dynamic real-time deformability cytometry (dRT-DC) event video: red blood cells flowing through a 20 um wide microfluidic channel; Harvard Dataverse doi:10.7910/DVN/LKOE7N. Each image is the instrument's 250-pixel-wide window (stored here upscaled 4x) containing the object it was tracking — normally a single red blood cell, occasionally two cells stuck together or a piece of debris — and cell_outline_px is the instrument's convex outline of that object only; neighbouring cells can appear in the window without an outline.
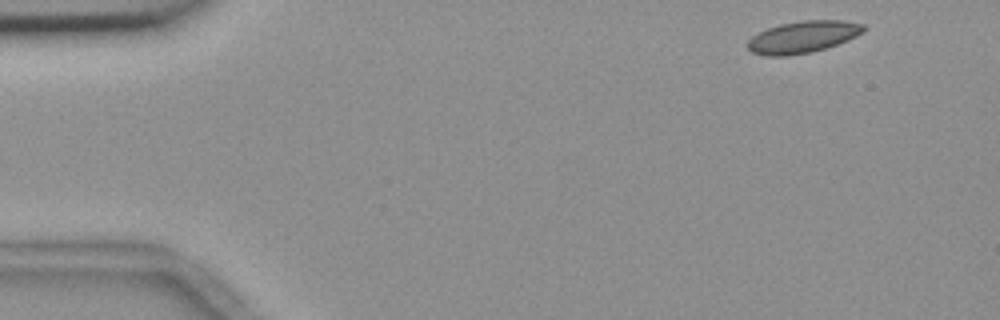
{"species": "common noctule bat (a hibernating species)", "species_latin": "Nyctalus noctula", "temperature_condition": "room temperature", "stored_images_in_passage": 51, "camera_frame_rate_fps": 3000, "um_per_image_px": 0.085, "animal": {"sex": "female", "body_mass_g": 18.4}, "frame": {"image": 1, "passage_image": 1, "time_ms": 0.0, "image_size_px": [1000, 320], "cell_outline_px": [[864, 32], [848, 40], [812, 52], [784, 56], [764, 56], [752, 52], [748, 48], [748, 40], [752, 36], [768, 28], [780, 24], [804, 20], [840, 20], [864, 24]], "centroid_in_image_um": [68.24, 3.14], "position_along_channel_um": 16.8, "area_um2": 21.39}}
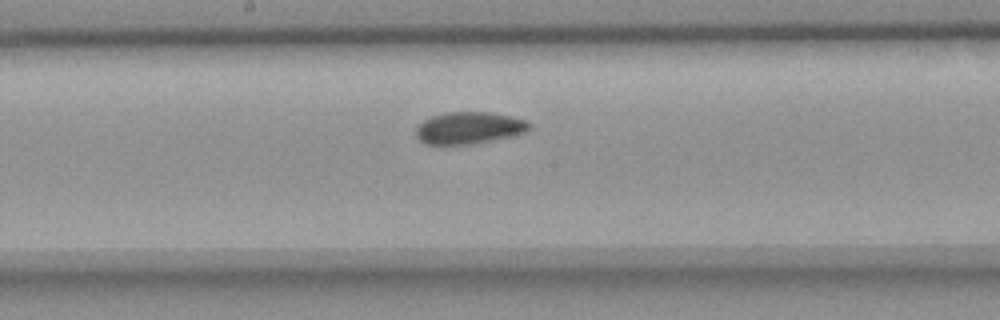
{"frame": {"image": 2, "passage_image": 25, "time_ms": 8.0, "image_size_px": [1000, 320], "cell_outline_px": [[532, 128], [528, 132], [512, 136], [492, 140], [468, 144], [424, 144], [416, 136], [416, 128], [424, 120], [432, 116], [444, 112], [492, 112], [512, 116], [528, 120], [532, 124]], "centroid_in_image_um": [39.93, 10.86], "position_along_channel_um": 208.3, "area_um2": 21.33}}
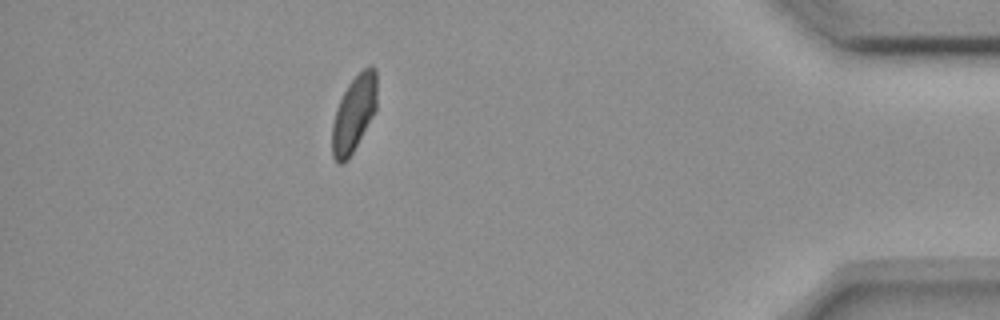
{"frame": {"image": 3, "passage_image": 45, "time_ms": 14.667, "image_size_px": [1000, 320], "cell_outline_px": [[376, 112], [348, 160], [344, 164], [336, 164], [332, 156], [332, 124], [336, 108], [348, 84], [364, 68], [372, 64], [376, 68]], "centroid_in_image_um": [30.08, 9.7], "position_along_channel_um": 405.1, "area_um2": 20.11}, "authors_computed_cell_mechanics": {"area_um2": 21.1548, "velocity_mm_per_s": 3.6728, "shape_relaxation_time_tau1_ms": 10.9576, "shape_relaxation_time_tau2_ms": 1.2967, "deformation_change_tau1": 0.1433, "deformation_change_tau2": 0.0594}}